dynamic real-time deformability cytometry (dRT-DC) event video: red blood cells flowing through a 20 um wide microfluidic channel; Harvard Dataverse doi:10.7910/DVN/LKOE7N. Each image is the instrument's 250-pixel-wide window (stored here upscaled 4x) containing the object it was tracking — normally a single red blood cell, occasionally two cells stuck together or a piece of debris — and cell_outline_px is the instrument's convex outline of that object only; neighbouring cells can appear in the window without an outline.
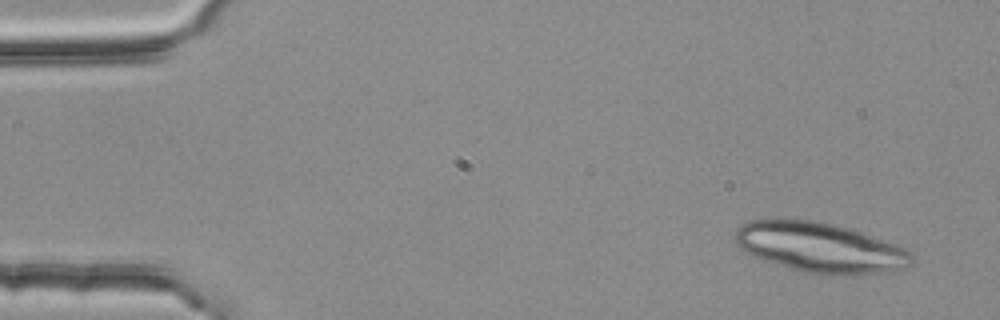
{"species": "common noctule bat (a hibernating species)", "species_latin": "Nyctalus noctula", "temperature_condition": "room temperature", "stored_images_in_passage": 5, "segment_of_instrument_passage": [1, 2], "camera_frame_rate_fps": 3000, "um_per_image_px": 0.085, "animal": {"sex": "female", "body_mass_g": 25.1}, "frame": {"image": 1, "passage_image": 1, "time_ms": 0.0, "image_size_px": [1000, 320], "cell_outline_px": [[912, 264], [904, 268], [880, 272], [808, 272], [792, 268], [764, 260], [740, 248], [736, 244], [736, 228], [748, 220], [772, 216], [784, 216], [812, 220], [832, 224], [848, 228], [896, 244], [912, 252]], "centroid_in_image_um": [69.61, 20.94], "position_along_channel_um": 15.4, "area_um2": 50.69}}